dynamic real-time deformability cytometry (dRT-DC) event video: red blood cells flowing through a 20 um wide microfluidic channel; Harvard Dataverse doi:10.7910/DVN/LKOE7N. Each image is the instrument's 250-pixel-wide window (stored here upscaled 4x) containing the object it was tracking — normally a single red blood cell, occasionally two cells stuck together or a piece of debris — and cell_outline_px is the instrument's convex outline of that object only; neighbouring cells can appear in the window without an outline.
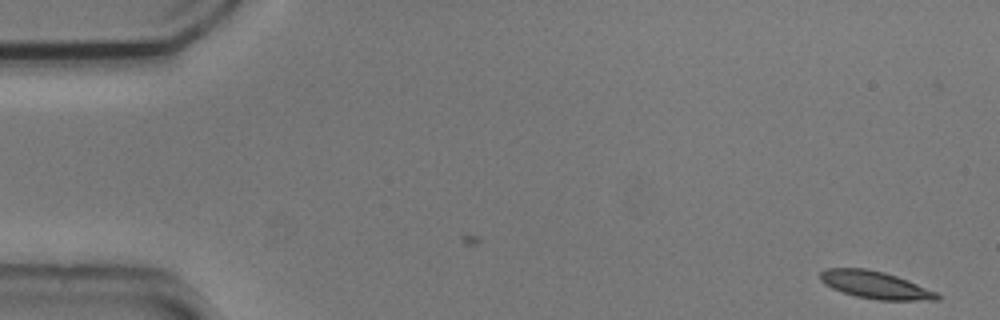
{"species": "common noctule bat (a hibernating species)", "species_latin": "Nyctalus noctula", "temperature_condition": "cold", "stored_images_in_passage": 2, "camera_frame_rate_fps": 3000, "um_per_image_px": 0.085, "animal": {"sex": "male", "body_mass_g": 20.5, "forearm_length_mm": 52.5}, "frame": {"image": 1, "passage_image": 1, "time_ms": 0.0, "image_size_px": [1000, 320], "cell_outline_px": [[940, 300], [880, 300], [856, 296], [832, 288], [824, 284], [820, 280], [820, 272], [828, 268], [864, 268], [884, 272], [908, 280], [936, 292], [940, 296]], "centroid_in_image_um": [74.39, 24.22], "position_along_channel_um": 10.6, "area_um2": 18.5}}